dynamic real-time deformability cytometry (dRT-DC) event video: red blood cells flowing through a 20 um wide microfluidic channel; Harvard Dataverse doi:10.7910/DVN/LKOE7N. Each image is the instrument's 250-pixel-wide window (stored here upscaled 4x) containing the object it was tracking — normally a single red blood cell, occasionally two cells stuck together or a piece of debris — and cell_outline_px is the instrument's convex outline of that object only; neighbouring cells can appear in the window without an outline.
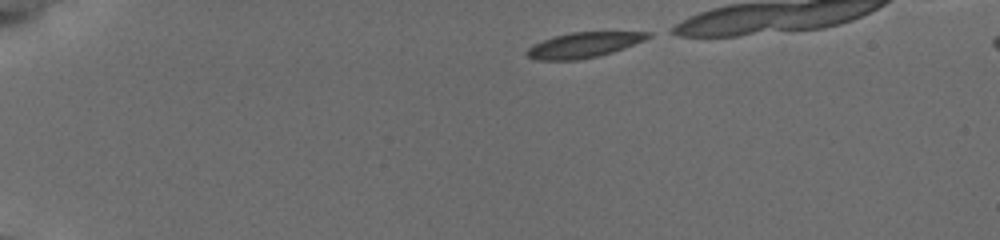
{"species": "common noctule bat (a hibernating species)", "species_latin": "Nyctalus noctula", "temperature_condition": "cold", "stored_images_in_passage": 38, "camera_frame_rate_fps": 3000, "um_per_image_px": 0.085, "animal": {"sex": "female", "body_mass_g": 19.5, "forearm_length_mm": 54.1}, "frame": {"image": 1, "passage_image": 1, "time_ms": 0.0, "image_size_px": [1000, 240], "cell_outline_px": [[652, 36], [644, 40], [624, 48], [612, 52], [596, 56], [576, 60], [536, 60], [528, 56], [524, 52], [528, 48], [544, 40], [556, 36], [572, 32], [652, 32]], "centroid_in_image_um": [49.62, 3.82], "position_along_channel_um": 35.4, "area_um2": 17.51}}
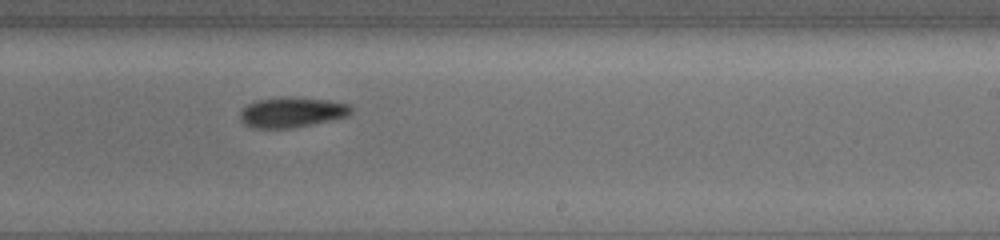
{"frame": {"image": 2, "passage_image": 25, "time_ms": 8.0, "image_size_px": [1000, 240], "cell_outline_px": [[352, 112], [348, 116], [292, 128], [252, 128], [240, 120], [240, 112], [248, 104], [256, 100], [292, 96], [328, 100], [352, 104]], "centroid_in_image_um": [24.83, 9.53], "position_along_channel_um": 264.2, "area_um2": 19.59}}
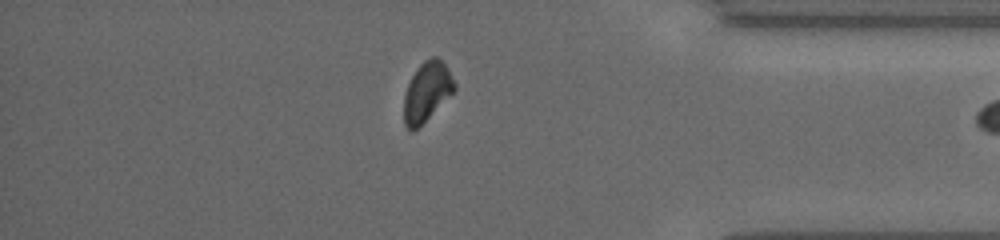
{"frame": {"image": 3, "passage_image": 37, "time_ms": 12.0, "image_size_px": [1000, 240], "cell_outline_px": [[456, 88], [412, 132], [404, 124], [404, 96], [408, 84], [416, 68], [424, 60], [432, 56], [436, 56], [444, 64], [456, 84]], "centroid_in_image_um": [36.25, 7.75], "position_along_channel_um": 398.9, "area_um2": 16.82}}